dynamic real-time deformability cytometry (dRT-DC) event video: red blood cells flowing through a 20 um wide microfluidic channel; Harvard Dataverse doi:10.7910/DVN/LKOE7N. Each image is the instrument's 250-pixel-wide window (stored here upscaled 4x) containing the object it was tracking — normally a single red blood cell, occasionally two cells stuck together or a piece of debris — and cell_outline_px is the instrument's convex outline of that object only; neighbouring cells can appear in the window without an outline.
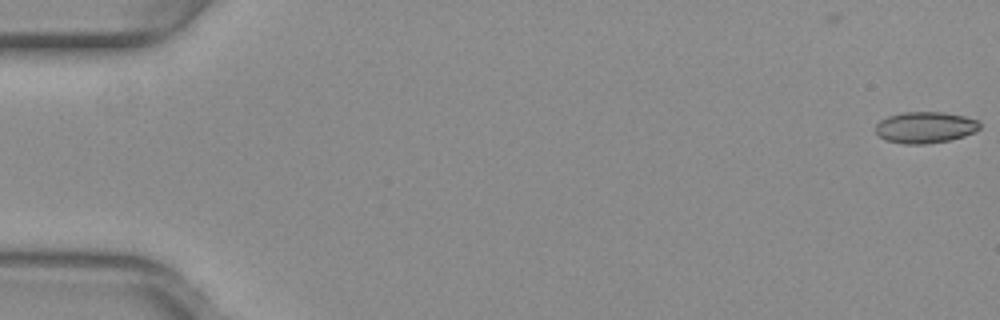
{"species": "common noctule bat (a hibernating species)", "species_latin": "Nyctalus noctula", "temperature_condition": "warm", "stored_images_in_passage": 17, "camera_frame_rate_fps": 3000, "um_per_image_px": 0.085, "animal": {"sex": "female", "body_mass_g": 29.2, "forearm_length_mm": 56.3}, "frame": {"image": 1, "passage_image": 1, "time_ms": 0.0, "image_size_px": [1000, 320], "cell_outline_px": [[980, 128], [976, 132], [964, 136], [948, 140], [924, 144], [904, 144], [884, 140], [876, 132], [876, 124], [880, 120], [888, 116], [900, 112], [944, 112], [964, 116], [980, 120]], "centroid_in_image_um": [78.65, 10.82], "position_along_channel_um": 6.3, "area_um2": 19.19}}
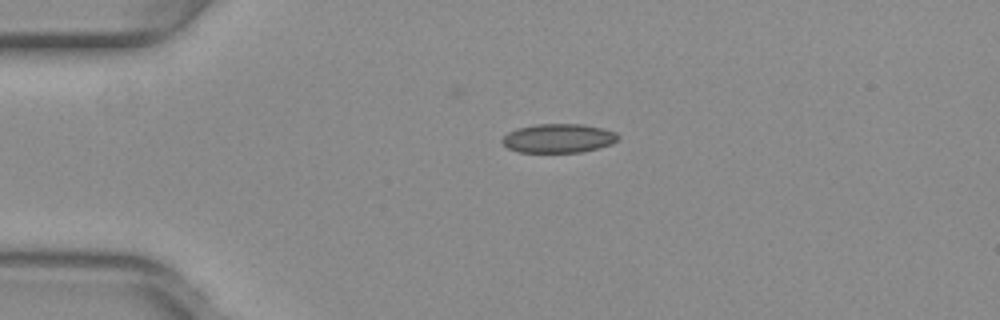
{"frame": {"image": 2, "passage_image": 13, "time_ms": 4.0, "image_size_px": [1000, 320], "cell_outline_px": [[620, 136], [612, 144], [580, 152], [520, 152], [508, 148], [500, 140], [508, 132], [516, 128], [536, 124], [584, 124], [604, 128], [616, 132]], "centroid_in_image_um": [47.47, 11.74], "position_along_channel_um": 37.5, "area_um2": 19.59}}